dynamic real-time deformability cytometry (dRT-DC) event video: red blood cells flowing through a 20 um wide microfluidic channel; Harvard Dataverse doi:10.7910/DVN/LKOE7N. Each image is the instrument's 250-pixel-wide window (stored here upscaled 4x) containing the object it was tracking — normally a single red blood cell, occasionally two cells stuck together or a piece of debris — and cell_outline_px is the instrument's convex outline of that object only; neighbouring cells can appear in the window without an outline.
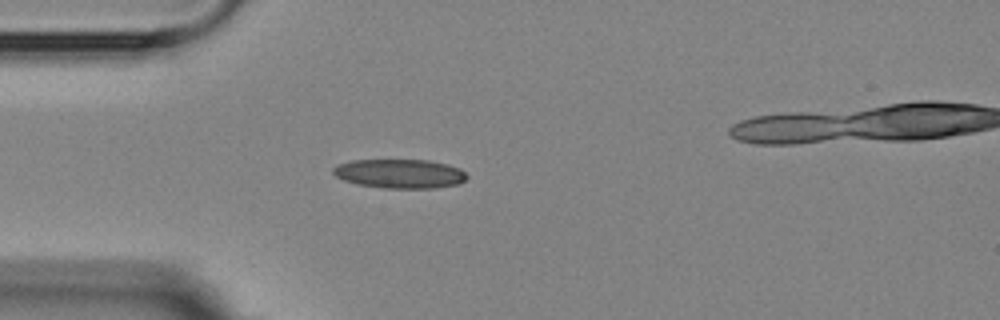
{"species": "Egyptian fruit bat (a non-hibernating species)", "species_latin": "Rousettus aegyptiacus", "temperature_condition": "room temperature", "stored_images_in_passage": 4, "camera_frame_rate_fps": 3000, "um_per_image_px": 0.085, "animal": {"sex": "female"}, "frame": {"image": 1, "passage_image": 3, "time_ms": 3.333, "image_size_px": [1000, 320], "cell_outline_px": [[468, 176], [464, 180], [456, 184], [436, 188], [384, 188], [356, 184], [344, 180], [336, 176], [332, 172], [332, 168], [336, 164], [352, 160], [428, 160], [448, 164], [460, 168]], "centroid_in_image_um": [33.95, 14.76], "position_along_channel_um": 51.0, "area_um2": 22.77}}